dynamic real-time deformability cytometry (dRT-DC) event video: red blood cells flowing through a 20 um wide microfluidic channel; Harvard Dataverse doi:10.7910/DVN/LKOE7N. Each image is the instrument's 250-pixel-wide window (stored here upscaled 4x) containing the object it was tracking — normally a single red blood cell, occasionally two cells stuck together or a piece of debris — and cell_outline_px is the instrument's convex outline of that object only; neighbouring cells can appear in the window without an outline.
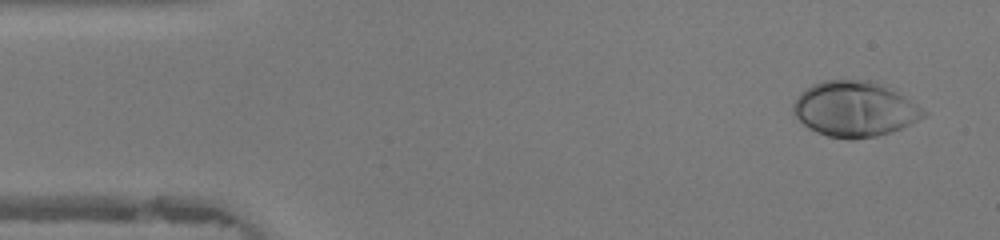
{"species": "human", "species_latin": "Homo sapiens", "temperature_condition": "warm", "stored_images_in_passage": 45, "camera_frame_rate_fps": 3000, "um_per_image_px": 0.085, "donor": {"sex": "female"}, "frame": {"image": 1, "passage_image": 2, "time_ms": 0.333, "image_size_px": [1000, 240], "cell_outline_px": [[928, 112], [924, 116], [900, 128], [876, 136], [852, 140], [848, 140], [828, 136], [816, 132], [808, 128], [792, 112], [792, 104], [796, 96], [800, 92], [812, 84], [824, 80], [876, 80], [884, 84], [916, 104]], "centroid_in_image_um": [72.59, 9.25], "position_along_channel_um": 12.4, "area_um2": 42.02}}
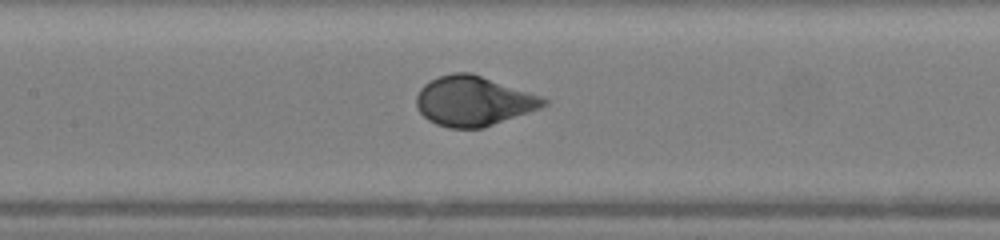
{"frame": {"image": 2, "passage_image": 20, "time_ms": 6.333, "image_size_px": [1000, 240], "cell_outline_px": [[548, 104], [540, 108], [484, 128], [448, 128], [436, 124], [428, 120], [420, 112], [416, 104], [416, 96], [420, 88], [424, 84], [440, 76], [452, 72], [472, 72], [540, 96], [548, 100]], "centroid_in_image_um": [40.23, 8.59], "position_along_channel_um": 167.2, "area_um2": 36.82}}
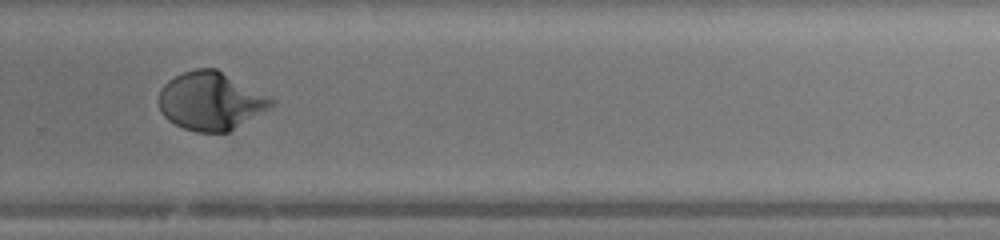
{"frame": {"image": 3, "passage_image": 30, "time_ms": 9.667, "image_size_px": [1000, 240], "cell_outline_px": [[276, 104], [272, 108], [228, 132], [196, 132], [184, 128], [168, 120], [160, 112], [160, 88], [168, 80], [184, 72], [196, 68], [216, 68], [276, 100]], "centroid_in_image_um": [17.94, 8.59], "position_along_channel_um": 311.9, "area_um2": 38.09}, "authors_computed_cell_mechanics": {"area_um2": 37.859, "velocity_mm_per_s": 4.3619, "shape_relaxation_time_tau1_ms": 2.502, "shape_relaxation_time_tau2_ms": null, "deformation_change_tau1": 0.1912, "deformation_change_tau2": null}}